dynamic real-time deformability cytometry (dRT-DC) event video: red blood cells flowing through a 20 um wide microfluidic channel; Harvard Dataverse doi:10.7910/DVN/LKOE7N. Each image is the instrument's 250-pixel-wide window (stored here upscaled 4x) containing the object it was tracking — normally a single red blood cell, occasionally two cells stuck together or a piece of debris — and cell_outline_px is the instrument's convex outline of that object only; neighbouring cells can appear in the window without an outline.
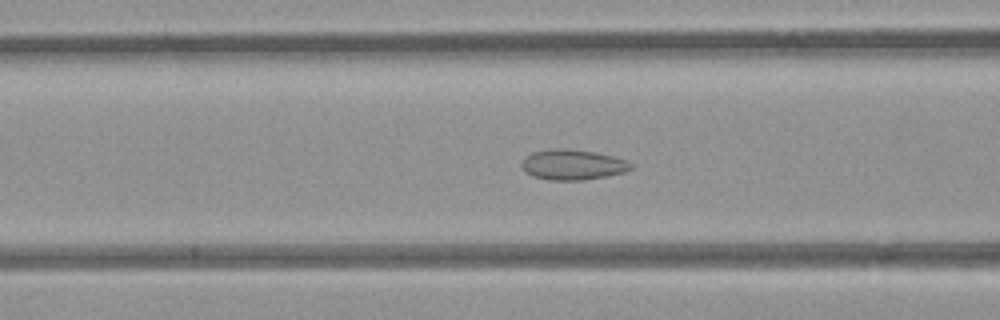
{"species": "common noctule bat (a hibernating species)", "species_latin": "Nyctalus noctula", "temperature_condition": "room temperature", "stored_images_in_passage": 50, "camera_frame_rate_fps": 3000, "um_per_image_px": 0.085, "animal": {"sex": "female", "body_mass_g": 21.9}, "frame": {"image": 1, "passage_image": 18, "time_ms": 5.667, "image_size_px": [1000, 320], "cell_outline_px": [[632, 168], [624, 172], [608, 176], [584, 180], [548, 180], [532, 176], [524, 172], [520, 164], [524, 156], [532, 152], [556, 148], [560, 148], [592, 152], [612, 156], [624, 160], [632, 164]], "centroid_in_image_um": [48.61, 14.01], "position_along_channel_um": 118.0, "area_um2": 19.31}}
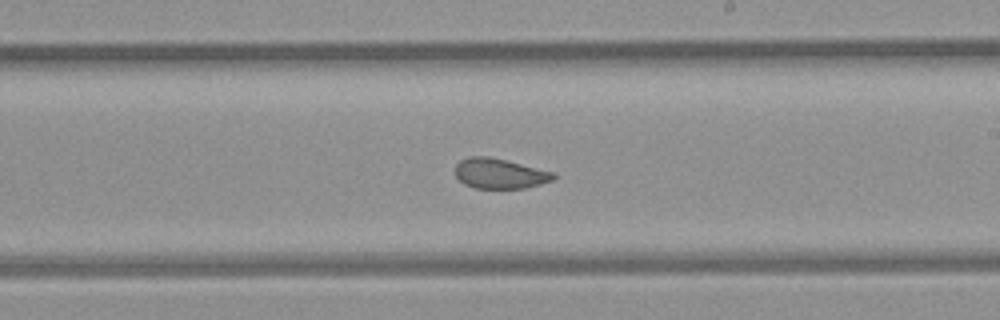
{"frame": {"image": 2, "passage_image": 28, "time_ms": 9.0, "image_size_px": [1000, 320], "cell_outline_px": [[556, 176], [552, 180], [540, 184], [524, 188], [476, 188], [464, 184], [456, 176], [456, 164], [460, 160], [468, 156], [488, 156], [556, 172]], "centroid_in_image_um": [42.48, 14.74], "position_along_channel_um": 246.5, "area_um2": 17.22}}
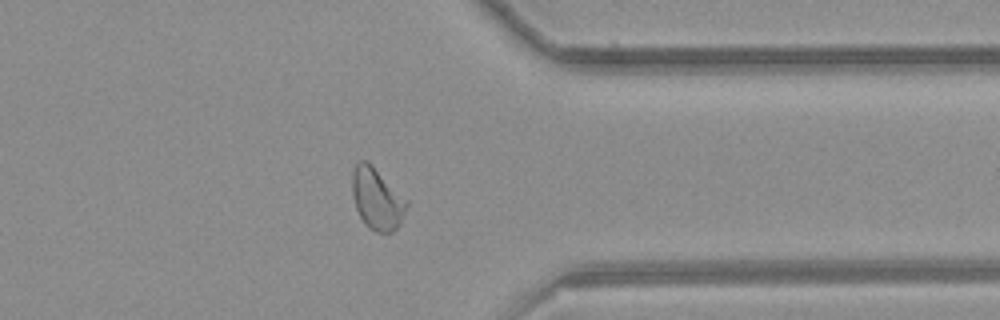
{"frame": {"image": 3, "passage_image": 39, "time_ms": 12.667, "image_size_px": [1000, 320], "cell_outline_px": [[408, 204], [400, 224], [392, 232], [376, 232], [368, 228], [360, 216], [356, 208], [352, 192], [352, 172], [356, 164], [360, 160], [364, 160], [372, 164], [408, 200]], "centroid_in_image_um": [32.04, 16.89], "position_along_channel_um": 379.4, "area_um2": 19.54}, "authors_computed_cell_mechanics": {"area_um2": 19.4208, "velocity_mm_per_s": 3.8594, "shape_relaxation_time_tau1_ms": null, "shape_relaxation_time_tau2_ms": 1.1056, "deformation_change_tau1": null, "deformation_change_tau2": 0.062}}